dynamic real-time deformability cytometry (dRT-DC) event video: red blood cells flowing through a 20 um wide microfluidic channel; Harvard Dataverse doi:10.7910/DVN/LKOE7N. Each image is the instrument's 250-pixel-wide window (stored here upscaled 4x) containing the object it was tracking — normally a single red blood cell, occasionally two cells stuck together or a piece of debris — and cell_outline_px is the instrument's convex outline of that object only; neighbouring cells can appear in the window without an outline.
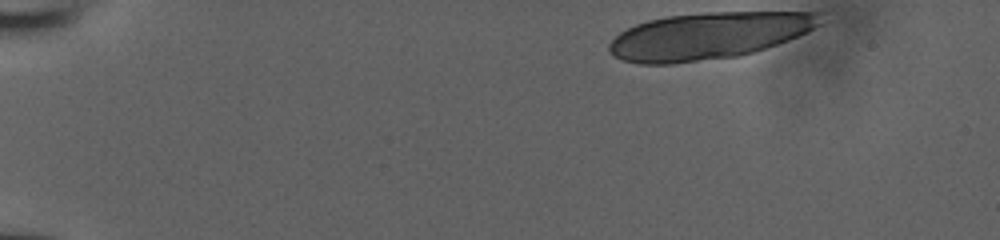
{"species": "human", "species_latin": "Homo sapiens", "temperature_condition": "room temperature", "stored_images_in_passage": 15, "camera_frame_rate_fps": 3000, "um_per_image_px": 0.085, "donor": {"sex": "male"}, "frame": {"image": 1, "passage_image": 1, "time_ms": 0.0, "image_size_px": [1000, 240], "cell_outline_px": [[820, 24], [808, 32], [788, 40], [740, 56], [672, 64], [640, 64], [624, 60], [612, 56], [608, 52], [608, 44], [620, 32], [636, 24], [648, 20], [668, 16], [704, 12], [820, 12]], "centroid_in_image_um": [60.18, 3.04], "position_along_channel_um": 24.8, "area_um2": 57.57}}